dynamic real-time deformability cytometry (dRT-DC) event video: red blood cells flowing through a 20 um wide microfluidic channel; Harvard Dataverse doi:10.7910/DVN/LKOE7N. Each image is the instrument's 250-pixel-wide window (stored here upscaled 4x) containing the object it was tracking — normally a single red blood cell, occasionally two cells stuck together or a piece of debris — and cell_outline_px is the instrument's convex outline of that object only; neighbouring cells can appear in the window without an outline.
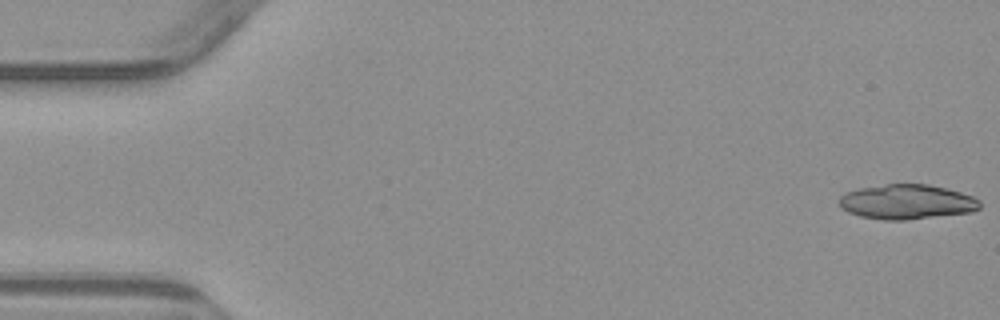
{"species": "common noctule bat (a hibernating species)", "species_latin": "Nyctalus noctula", "temperature_condition": "warm", "stored_images_in_passage": 5, "camera_frame_rate_fps": 3000, "um_per_image_px": 0.085, "animal": {"sex": "male", "body_mass_g": 23.1, "forearm_length_mm": 52.7}, "frame": {"image": 1, "passage_image": 1, "time_ms": 0.0, "image_size_px": [1000, 320], "cell_outline_px": [[980, 208], [972, 212], [904, 220], [884, 220], [860, 216], [848, 212], [840, 208], [840, 196], [848, 192], [860, 188], [888, 184], [928, 184], [960, 192], [972, 196], [980, 200]], "centroid_in_image_um": [77.09, 17.16], "position_along_channel_um": 7.9, "area_um2": 28.32}}